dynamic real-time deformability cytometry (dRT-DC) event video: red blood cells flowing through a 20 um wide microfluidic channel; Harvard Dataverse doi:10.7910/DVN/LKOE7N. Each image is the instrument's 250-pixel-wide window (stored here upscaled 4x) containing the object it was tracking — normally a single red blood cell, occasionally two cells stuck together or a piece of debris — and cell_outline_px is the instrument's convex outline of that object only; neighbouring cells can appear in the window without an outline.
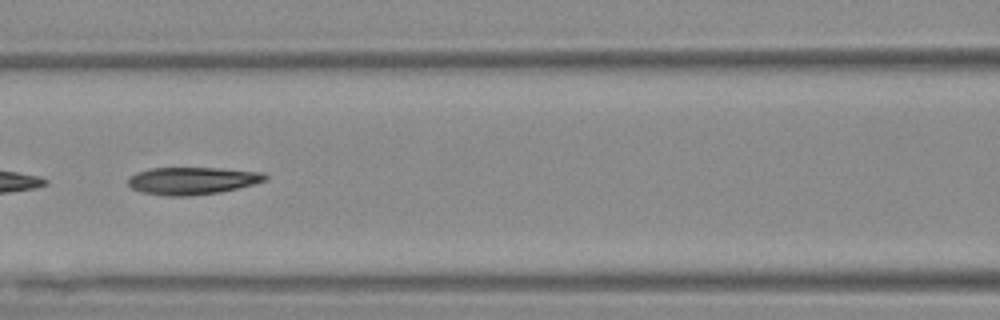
{"species": "Egyptian fruit bat (a non-hibernating species)", "species_latin": "Rousettus aegyptiacus", "temperature_condition": "warm", "stored_images_in_passage": 44, "camera_frame_rate_fps": 3000, "um_per_image_px": 0.085, "animal": {"sex": "female"}, "frame": {"image": 1, "passage_image": 14, "time_ms": 4.333, "image_size_px": [1000, 320], "cell_outline_px": [[268, 176], [264, 180], [252, 184], [220, 192], [188, 196], [168, 196], [140, 192], [132, 188], [128, 184], [128, 180], [136, 172], [152, 168], [220, 168], [264, 172]], "centroid_in_image_um": [16.33, 15.36], "position_along_channel_um": 150.3, "area_um2": 21.73}}
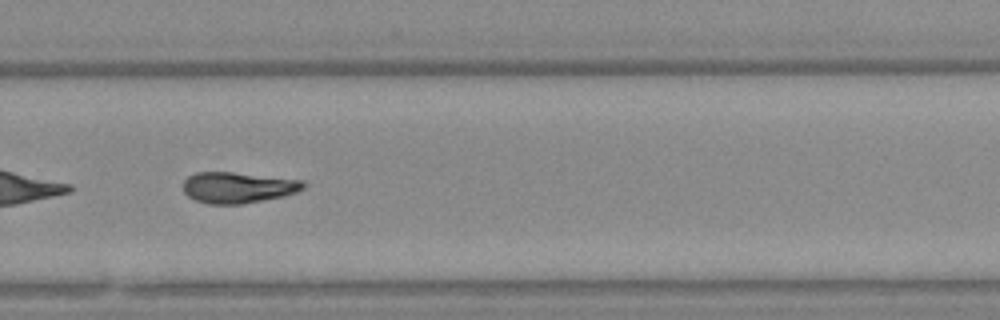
{"frame": {"image": 2, "passage_image": 27, "time_ms": 8.667, "image_size_px": [1000, 320], "cell_outline_px": [[304, 188], [296, 192], [284, 196], [244, 204], [208, 204], [196, 200], [188, 196], [184, 192], [184, 180], [188, 176], [196, 172], [232, 172], [304, 180]], "centroid_in_image_um": [20.22, 15.94], "position_along_channel_um": 309.6, "area_um2": 21.73}}
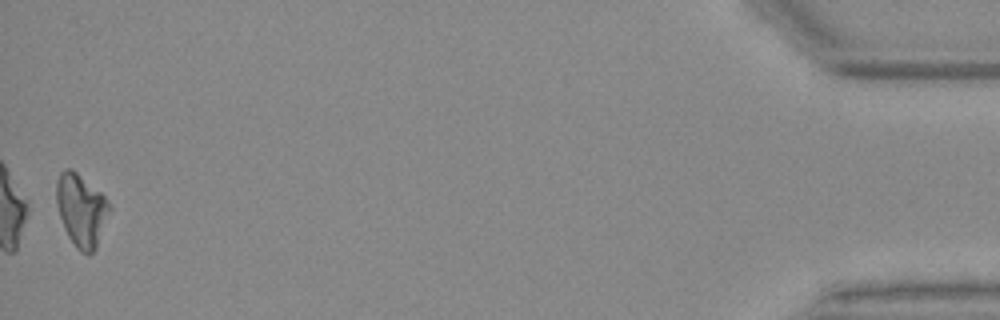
{"frame": {"image": 3, "passage_image": 44, "time_ms": 14.333, "image_size_px": [1000, 320], "cell_outline_px": [[112, 208], [96, 248], [92, 252], [80, 252], [76, 248], [68, 236], [64, 228], [60, 216], [56, 200], [56, 180], [60, 172], [64, 168], [72, 168], [100, 192], [104, 196]], "centroid_in_image_um": [6.91, 17.84], "position_along_channel_um": 428.3, "area_um2": 22.37}, "authors_computed_cell_mechanics": {"area_um2": 21.7328, "velocity_mm_per_s": 3.6931, "shape_relaxation_time_tau1_ms": null, "shape_relaxation_time_tau2_ms": 6.4855, "deformation_change_tau1": null, "deformation_change_tau2": 0.1253}}